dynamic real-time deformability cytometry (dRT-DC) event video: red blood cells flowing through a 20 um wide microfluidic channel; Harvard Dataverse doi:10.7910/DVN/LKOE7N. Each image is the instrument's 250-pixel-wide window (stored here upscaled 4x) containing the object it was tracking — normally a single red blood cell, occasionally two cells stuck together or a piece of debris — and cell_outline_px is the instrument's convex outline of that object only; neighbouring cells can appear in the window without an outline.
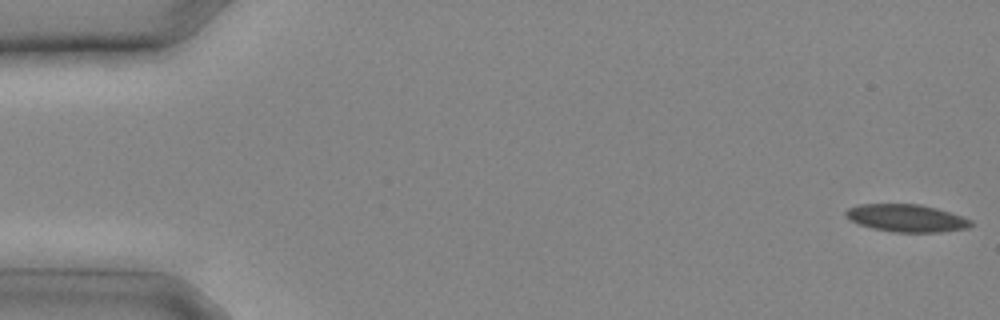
{"species": "common noctule bat (a hibernating species)", "species_latin": "Nyctalus noctula", "temperature_condition": "cold", "stored_images_in_passage": 9, "camera_frame_rate_fps": 3000, "um_per_image_px": 0.085, "animal": {"sex": "male", "body_mass_g": 20.4}, "frame": {"image": 1, "passage_image": 1, "time_ms": 0.0, "image_size_px": [1000, 320], "cell_outline_px": [[972, 224], [968, 228], [940, 232], [896, 232], [872, 228], [860, 224], [852, 220], [844, 212], [848, 208], [860, 204], [920, 204], [936, 208], [972, 220]], "centroid_in_image_um": [77.06, 18.54], "position_along_channel_um": 7.9, "area_um2": 19.77}}
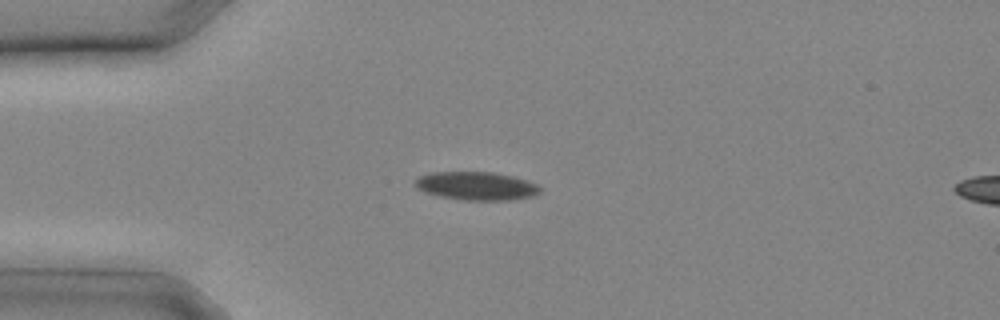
{"frame": {"image": 2, "passage_image": 7, "time_ms": 2.0, "image_size_px": [1000, 320], "cell_outline_px": [[544, 188], [540, 192], [532, 196], [508, 200], [460, 200], [440, 196], [424, 192], [416, 188], [416, 180], [420, 176], [432, 172], [492, 172], [512, 176], [536, 184]], "centroid_in_image_um": [40.49, 15.81], "position_along_channel_um": 44.5, "area_um2": 20.52}}